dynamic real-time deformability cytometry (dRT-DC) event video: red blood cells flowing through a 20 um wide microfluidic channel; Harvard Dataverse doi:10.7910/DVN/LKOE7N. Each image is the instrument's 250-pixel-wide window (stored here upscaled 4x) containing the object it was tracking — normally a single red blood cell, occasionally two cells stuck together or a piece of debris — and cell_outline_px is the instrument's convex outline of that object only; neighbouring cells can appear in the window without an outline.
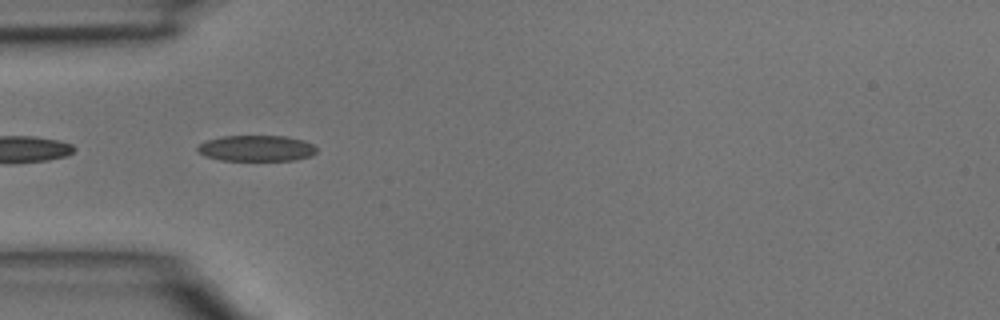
{"species": "common noctule bat (a hibernating species)", "species_latin": "Nyctalus noctula", "temperature_condition": "room temperature", "stored_images_in_passage": 17, "segment_of_instrument_passage": [2, 2], "camera_frame_rate_fps": 3000, "um_per_image_px": 0.085, "animal": {"sex": "male", "body_mass_g": 15.6}, "frame": {"image": 1, "passage_image": 13, "time_ms": 4.0, "image_size_px": [1000, 320], "cell_outline_px": [[316, 152], [312, 156], [296, 160], [220, 160], [208, 156], [200, 152], [196, 148], [200, 144], [208, 140], [224, 136], [288, 136], [304, 140], [312, 144], [316, 148]], "centroid_in_image_um": [21.86, 12.6], "position_along_channel_um": 63.1, "area_um2": 17.86}}